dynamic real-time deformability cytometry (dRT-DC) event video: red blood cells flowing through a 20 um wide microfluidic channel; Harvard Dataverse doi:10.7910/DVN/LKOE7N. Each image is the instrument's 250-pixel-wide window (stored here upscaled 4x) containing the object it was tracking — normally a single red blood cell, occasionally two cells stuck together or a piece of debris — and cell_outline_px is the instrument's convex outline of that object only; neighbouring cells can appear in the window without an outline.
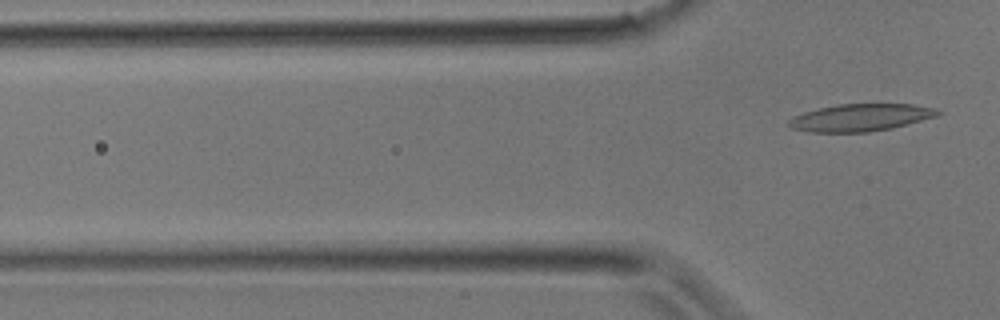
{"species": "common noctule bat (a hibernating species)", "species_latin": "Nyctalus noctula", "temperature_condition": "room temperature", "stored_images_in_passage": 4, "camera_frame_rate_fps": 3000, "um_per_image_px": 0.085, "animal": {"sex": "male", "body_mass_g": 17.9}, "frame": {"image": 1, "passage_image": 4, "time_ms": 1.0, "image_size_px": [1000, 320], "cell_outline_px": [[944, 112], [936, 116], [892, 128], [868, 132], [808, 132], [792, 128], [788, 124], [788, 120], [804, 112], [820, 108], [840, 104], [912, 104], [936, 108]], "centroid_in_image_um": [73.17, 9.99], "position_along_channel_um": 52.6, "area_um2": 23.52}}